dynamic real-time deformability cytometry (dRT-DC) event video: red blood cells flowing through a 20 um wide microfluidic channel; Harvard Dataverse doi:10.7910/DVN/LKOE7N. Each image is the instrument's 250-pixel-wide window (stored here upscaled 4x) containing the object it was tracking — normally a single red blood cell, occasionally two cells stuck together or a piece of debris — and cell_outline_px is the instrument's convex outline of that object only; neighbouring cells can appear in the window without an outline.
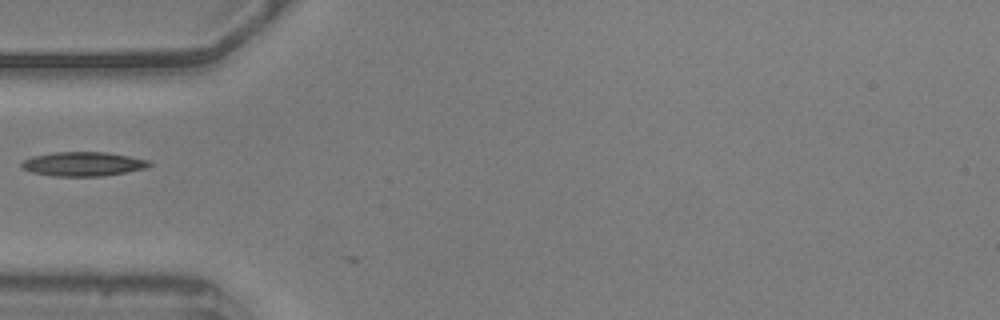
{"species": "common noctule bat (a hibernating species)", "species_latin": "Nyctalus noctula", "temperature_condition": "warm", "stored_images_in_passage": 9, "camera_frame_rate_fps": 3000, "um_per_image_px": 0.085, "animal": {"sex": "male", "body_mass_g": 20.5, "forearm_length_mm": 52.5}, "frame": {"image": 1, "passage_image": 1, "time_ms": 0.0, "image_size_px": [1000, 320], "cell_outline_px": [[152, 164], [144, 168], [104, 176], [52, 176], [32, 172], [24, 168], [20, 164], [24, 160], [32, 156], [56, 152], [104, 152], [128, 156], [148, 160]], "centroid_in_image_um": [7.04, 13.94], "position_along_channel_um": 78.0, "area_um2": 17.74}}
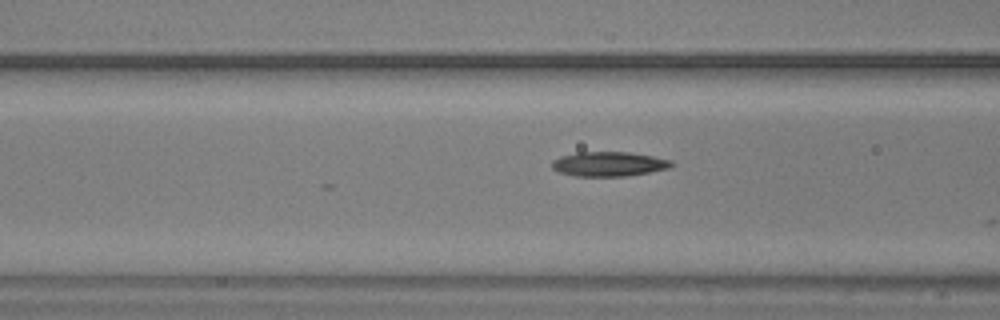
{"frame": {"image": 2, "passage_image": 4, "time_ms": 1.0, "image_size_px": [1000, 320], "cell_outline_px": [[676, 164], [668, 168], [628, 176], [576, 176], [560, 172], [552, 168], [552, 160], [560, 156], [576, 152], [632, 152], [672, 160]], "centroid_in_image_um": [51.76, 13.93], "position_along_channel_um": 114.8, "area_um2": 17.17}}
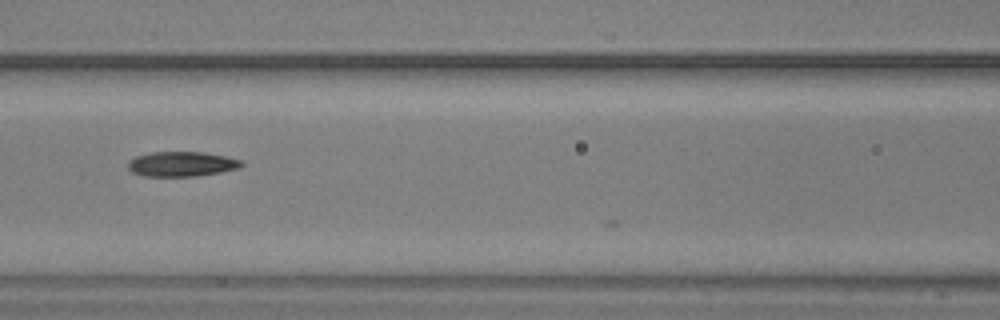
{"frame": {"image": 3, "passage_image": 7, "time_ms": 2.0, "image_size_px": [1000, 320], "cell_outline_px": [[244, 164], [240, 168], [220, 172], [196, 176], [144, 176], [132, 172], [128, 168], [128, 160], [136, 156], [152, 152], [204, 152], [244, 160]], "centroid_in_image_um": [15.46, 13.94], "position_along_channel_um": 151.1, "area_um2": 16.53}}